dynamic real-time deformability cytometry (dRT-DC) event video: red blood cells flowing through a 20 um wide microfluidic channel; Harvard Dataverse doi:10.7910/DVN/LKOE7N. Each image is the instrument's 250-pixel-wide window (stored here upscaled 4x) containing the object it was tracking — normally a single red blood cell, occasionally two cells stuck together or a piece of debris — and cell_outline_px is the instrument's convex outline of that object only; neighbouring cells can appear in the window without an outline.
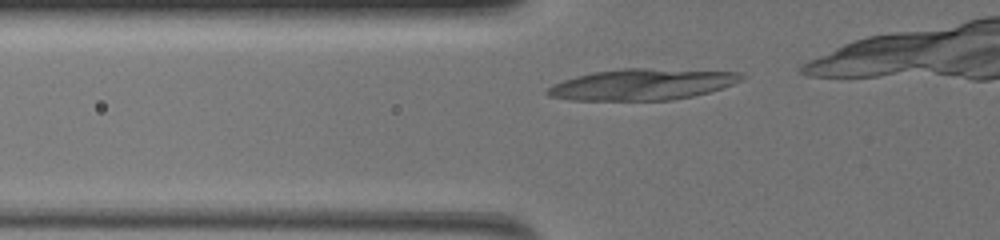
{"species": "common noctule bat (a hibernating species)", "species_latin": "Nyctalus noctula", "temperature_condition": "warm", "stored_images_in_passage": 13, "camera_frame_rate_fps": 3000, "um_per_image_px": 0.085, "animal": {"sex": "female", "body_mass_g": 19.5, "forearm_length_mm": 54.1}, "frame": {"image": 1, "passage_image": 2, "time_ms": 0.333, "image_size_px": [1000, 240], "cell_outline_px": [[748, 76], [744, 80], [708, 92], [692, 96], [672, 100], [568, 100], [548, 96], [544, 92], [552, 84], [576, 76], [592, 72], [620, 68], [648, 68], [744, 72]], "centroid_in_image_um": [54.6, 7.17], "position_along_channel_um": 71.2, "area_um2": 35.55}}
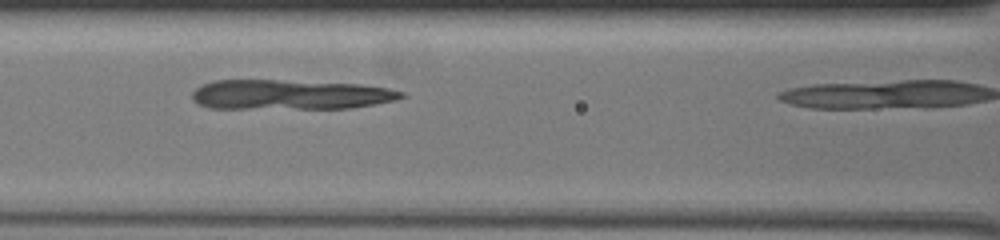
{"frame": {"image": 2, "passage_image": 9, "time_ms": 2.667, "image_size_px": [1000, 240], "cell_outline_px": [[408, 96], [396, 100], [376, 104], [352, 108], [208, 108], [196, 104], [192, 100], [192, 92], [200, 84], [212, 80], [276, 80], [360, 84], [388, 88], [404, 92]], "centroid_in_image_um": [24.64, 8.04], "position_along_channel_um": 142.0, "area_um2": 36.65}}
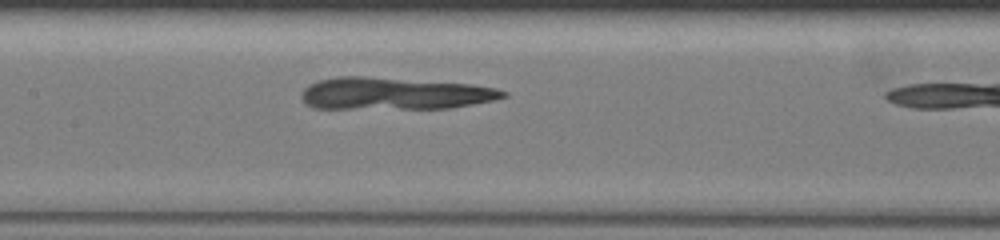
{"frame": {"image": 3, "passage_image": 12, "time_ms": 3.667, "image_size_px": [1000, 240], "cell_outline_px": [[508, 96], [492, 100], [452, 108], [312, 108], [304, 104], [300, 96], [300, 92], [308, 84], [320, 80], [340, 76], [364, 76], [472, 84], [496, 88], [508, 92]], "centroid_in_image_um": [33.48, 7.95], "position_along_channel_um": 173.9, "area_um2": 37.86}}